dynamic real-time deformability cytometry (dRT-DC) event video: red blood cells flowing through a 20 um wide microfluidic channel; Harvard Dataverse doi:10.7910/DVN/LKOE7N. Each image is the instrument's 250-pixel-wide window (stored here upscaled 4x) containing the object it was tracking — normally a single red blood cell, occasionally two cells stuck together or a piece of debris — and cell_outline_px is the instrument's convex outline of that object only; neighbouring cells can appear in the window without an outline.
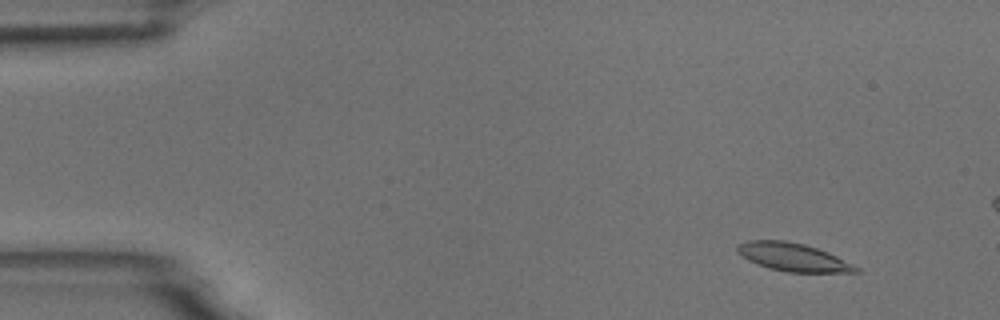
{"species": "common noctule bat (a hibernating species)", "species_latin": "Nyctalus noctula", "temperature_condition": "room temperature", "stored_images_in_passage": 17, "camera_frame_rate_fps": 3000, "um_per_image_px": 0.085, "animal": {"sex": "male", "body_mass_g": 18.8}, "frame": {"image": 1, "passage_image": 6, "time_ms": 1.667, "image_size_px": [1000, 320], "cell_outline_px": [[860, 272], [788, 272], [768, 268], [756, 264], [748, 260], [736, 252], [736, 244], [748, 240], [784, 240], [804, 244], [828, 252], [860, 268]], "centroid_in_image_um": [67.35, 21.85], "position_along_channel_um": 17.6, "area_um2": 19.42}}